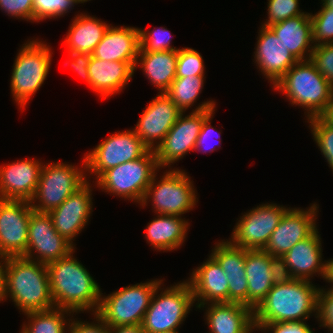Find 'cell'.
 I'll return each instance as SVG.
<instances>
[{
	"instance_id": "6da1fadb",
	"label": "cell",
	"mask_w": 333,
	"mask_h": 333,
	"mask_svg": "<svg viewBox=\"0 0 333 333\" xmlns=\"http://www.w3.org/2000/svg\"><path fill=\"white\" fill-rule=\"evenodd\" d=\"M316 286L310 280L280 276L253 311L255 330L260 331L269 323L302 322L313 315L317 318L320 288Z\"/></svg>"
},
{
	"instance_id": "7a4b0ae2",
	"label": "cell",
	"mask_w": 333,
	"mask_h": 333,
	"mask_svg": "<svg viewBox=\"0 0 333 333\" xmlns=\"http://www.w3.org/2000/svg\"><path fill=\"white\" fill-rule=\"evenodd\" d=\"M74 252L47 264L51 298L55 308L75 316L84 311L93 315L100 305L101 288Z\"/></svg>"
},
{
	"instance_id": "3957f363",
	"label": "cell",
	"mask_w": 333,
	"mask_h": 333,
	"mask_svg": "<svg viewBox=\"0 0 333 333\" xmlns=\"http://www.w3.org/2000/svg\"><path fill=\"white\" fill-rule=\"evenodd\" d=\"M5 301L12 300L26 314L55 308L50 294L47 264L25 257L5 258Z\"/></svg>"
},
{
	"instance_id": "277c9868",
	"label": "cell",
	"mask_w": 333,
	"mask_h": 333,
	"mask_svg": "<svg viewBox=\"0 0 333 333\" xmlns=\"http://www.w3.org/2000/svg\"><path fill=\"white\" fill-rule=\"evenodd\" d=\"M272 87L282 92L291 105L304 108L306 120L323 116L333 102V87L310 59L298 61Z\"/></svg>"
},
{
	"instance_id": "5b68a950",
	"label": "cell",
	"mask_w": 333,
	"mask_h": 333,
	"mask_svg": "<svg viewBox=\"0 0 333 333\" xmlns=\"http://www.w3.org/2000/svg\"><path fill=\"white\" fill-rule=\"evenodd\" d=\"M20 48L12 68L10 90L18 109H24L46 80L53 52L38 38L28 39Z\"/></svg>"
},
{
	"instance_id": "8992f818",
	"label": "cell",
	"mask_w": 333,
	"mask_h": 333,
	"mask_svg": "<svg viewBox=\"0 0 333 333\" xmlns=\"http://www.w3.org/2000/svg\"><path fill=\"white\" fill-rule=\"evenodd\" d=\"M163 279L137 283L100 297L96 315L109 327L141 325L156 288Z\"/></svg>"
},
{
	"instance_id": "52a82bcc",
	"label": "cell",
	"mask_w": 333,
	"mask_h": 333,
	"mask_svg": "<svg viewBox=\"0 0 333 333\" xmlns=\"http://www.w3.org/2000/svg\"><path fill=\"white\" fill-rule=\"evenodd\" d=\"M159 169L155 151L150 149L143 157L104 171L96 179L95 186L108 192L107 194L110 193L140 205Z\"/></svg>"
},
{
	"instance_id": "ba28073f",
	"label": "cell",
	"mask_w": 333,
	"mask_h": 333,
	"mask_svg": "<svg viewBox=\"0 0 333 333\" xmlns=\"http://www.w3.org/2000/svg\"><path fill=\"white\" fill-rule=\"evenodd\" d=\"M194 303L193 292L187 279L166 289L161 283L144 315L141 324L144 333L179 330L191 308L196 306Z\"/></svg>"
},
{
	"instance_id": "9c48e42d",
	"label": "cell",
	"mask_w": 333,
	"mask_h": 333,
	"mask_svg": "<svg viewBox=\"0 0 333 333\" xmlns=\"http://www.w3.org/2000/svg\"><path fill=\"white\" fill-rule=\"evenodd\" d=\"M156 173L147 188L140 206L145 207L149 201L156 214L183 216L193 210L198 202L197 190L194 188L191 177L181 168L172 166L157 178Z\"/></svg>"
},
{
	"instance_id": "30bf717a",
	"label": "cell",
	"mask_w": 333,
	"mask_h": 333,
	"mask_svg": "<svg viewBox=\"0 0 333 333\" xmlns=\"http://www.w3.org/2000/svg\"><path fill=\"white\" fill-rule=\"evenodd\" d=\"M81 164L80 168L60 161L43 164L35 194L29 201L31 208L49 213L60 206L88 180L84 157Z\"/></svg>"
},
{
	"instance_id": "8fae6325",
	"label": "cell",
	"mask_w": 333,
	"mask_h": 333,
	"mask_svg": "<svg viewBox=\"0 0 333 333\" xmlns=\"http://www.w3.org/2000/svg\"><path fill=\"white\" fill-rule=\"evenodd\" d=\"M214 100L203 101L189 115L182 112L163 141L154 150L160 170L181 160L188 152L195 151L204 119L216 109ZM185 114V115H184Z\"/></svg>"
},
{
	"instance_id": "7c38bea8",
	"label": "cell",
	"mask_w": 333,
	"mask_h": 333,
	"mask_svg": "<svg viewBox=\"0 0 333 333\" xmlns=\"http://www.w3.org/2000/svg\"><path fill=\"white\" fill-rule=\"evenodd\" d=\"M150 149L133 129L116 131L84 155L86 176L95 180L109 168L143 157Z\"/></svg>"
},
{
	"instance_id": "4fadbf2b",
	"label": "cell",
	"mask_w": 333,
	"mask_h": 333,
	"mask_svg": "<svg viewBox=\"0 0 333 333\" xmlns=\"http://www.w3.org/2000/svg\"><path fill=\"white\" fill-rule=\"evenodd\" d=\"M288 209L273 202L259 204L240 216L228 241L239 248L263 250Z\"/></svg>"
},
{
	"instance_id": "5bb4252c",
	"label": "cell",
	"mask_w": 333,
	"mask_h": 333,
	"mask_svg": "<svg viewBox=\"0 0 333 333\" xmlns=\"http://www.w3.org/2000/svg\"><path fill=\"white\" fill-rule=\"evenodd\" d=\"M76 249L55 230L48 213L32 211L28 228V244L22 256L43 264L59 260Z\"/></svg>"
},
{
	"instance_id": "9a60e30c",
	"label": "cell",
	"mask_w": 333,
	"mask_h": 333,
	"mask_svg": "<svg viewBox=\"0 0 333 333\" xmlns=\"http://www.w3.org/2000/svg\"><path fill=\"white\" fill-rule=\"evenodd\" d=\"M318 208L316 203L304 210L289 207L263 250L280 259L299 241L309 237L317 229Z\"/></svg>"
},
{
	"instance_id": "2e32d148",
	"label": "cell",
	"mask_w": 333,
	"mask_h": 333,
	"mask_svg": "<svg viewBox=\"0 0 333 333\" xmlns=\"http://www.w3.org/2000/svg\"><path fill=\"white\" fill-rule=\"evenodd\" d=\"M32 211L29 201L0 199V258L26 253Z\"/></svg>"
},
{
	"instance_id": "e0dca14e",
	"label": "cell",
	"mask_w": 333,
	"mask_h": 333,
	"mask_svg": "<svg viewBox=\"0 0 333 333\" xmlns=\"http://www.w3.org/2000/svg\"><path fill=\"white\" fill-rule=\"evenodd\" d=\"M320 235L317 228L278 259L281 276L312 281L311 278L318 275L326 281L328 262L322 261Z\"/></svg>"
},
{
	"instance_id": "ac0fdd59",
	"label": "cell",
	"mask_w": 333,
	"mask_h": 333,
	"mask_svg": "<svg viewBox=\"0 0 333 333\" xmlns=\"http://www.w3.org/2000/svg\"><path fill=\"white\" fill-rule=\"evenodd\" d=\"M88 179L72 193L60 206L48 214L52 218L55 230L74 247L75 237L81 233L89 222L93 212L92 184Z\"/></svg>"
},
{
	"instance_id": "d6986e66",
	"label": "cell",
	"mask_w": 333,
	"mask_h": 333,
	"mask_svg": "<svg viewBox=\"0 0 333 333\" xmlns=\"http://www.w3.org/2000/svg\"><path fill=\"white\" fill-rule=\"evenodd\" d=\"M181 113L167 94L158 93L147 105L133 130L149 149L155 150Z\"/></svg>"
},
{
	"instance_id": "ffe728a7",
	"label": "cell",
	"mask_w": 333,
	"mask_h": 333,
	"mask_svg": "<svg viewBox=\"0 0 333 333\" xmlns=\"http://www.w3.org/2000/svg\"><path fill=\"white\" fill-rule=\"evenodd\" d=\"M259 29L253 60L270 85L274 86L298 60L269 27L261 25Z\"/></svg>"
},
{
	"instance_id": "44dd1931",
	"label": "cell",
	"mask_w": 333,
	"mask_h": 333,
	"mask_svg": "<svg viewBox=\"0 0 333 333\" xmlns=\"http://www.w3.org/2000/svg\"><path fill=\"white\" fill-rule=\"evenodd\" d=\"M38 159H20L0 165V199L30 201L36 191L42 166Z\"/></svg>"
},
{
	"instance_id": "7402d4cb",
	"label": "cell",
	"mask_w": 333,
	"mask_h": 333,
	"mask_svg": "<svg viewBox=\"0 0 333 333\" xmlns=\"http://www.w3.org/2000/svg\"><path fill=\"white\" fill-rule=\"evenodd\" d=\"M245 270L248 281V307L254 311L281 276L279 260L264 250L245 249Z\"/></svg>"
},
{
	"instance_id": "603a6c76",
	"label": "cell",
	"mask_w": 333,
	"mask_h": 333,
	"mask_svg": "<svg viewBox=\"0 0 333 333\" xmlns=\"http://www.w3.org/2000/svg\"><path fill=\"white\" fill-rule=\"evenodd\" d=\"M211 256L228 278V302L248 306V281L245 270V249L233 246L227 239L215 243Z\"/></svg>"
},
{
	"instance_id": "cb8c5ba5",
	"label": "cell",
	"mask_w": 333,
	"mask_h": 333,
	"mask_svg": "<svg viewBox=\"0 0 333 333\" xmlns=\"http://www.w3.org/2000/svg\"><path fill=\"white\" fill-rule=\"evenodd\" d=\"M188 282L196 305L228 302V278L218 262L209 254L199 267L193 269Z\"/></svg>"
},
{
	"instance_id": "d4e9b609",
	"label": "cell",
	"mask_w": 333,
	"mask_h": 333,
	"mask_svg": "<svg viewBox=\"0 0 333 333\" xmlns=\"http://www.w3.org/2000/svg\"><path fill=\"white\" fill-rule=\"evenodd\" d=\"M201 308L206 310L205 324L208 325L209 333L256 332L253 310L248 306L241 303L221 302L197 307L200 310Z\"/></svg>"
},
{
	"instance_id": "484cf974",
	"label": "cell",
	"mask_w": 333,
	"mask_h": 333,
	"mask_svg": "<svg viewBox=\"0 0 333 333\" xmlns=\"http://www.w3.org/2000/svg\"><path fill=\"white\" fill-rule=\"evenodd\" d=\"M136 62L104 61L91 55L88 66L90 88L101 99L120 94L134 76Z\"/></svg>"
},
{
	"instance_id": "4316f807",
	"label": "cell",
	"mask_w": 333,
	"mask_h": 333,
	"mask_svg": "<svg viewBox=\"0 0 333 333\" xmlns=\"http://www.w3.org/2000/svg\"><path fill=\"white\" fill-rule=\"evenodd\" d=\"M140 48L139 28L113 26L107 28L92 56L104 61L136 62Z\"/></svg>"
},
{
	"instance_id": "83f0119b",
	"label": "cell",
	"mask_w": 333,
	"mask_h": 333,
	"mask_svg": "<svg viewBox=\"0 0 333 333\" xmlns=\"http://www.w3.org/2000/svg\"><path fill=\"white\" fill-rule=\"evenodd\" d=\"M269 28L298 61L310 59L314 49L310 13L305 11L302 15L275 23Z\"/></svg>"
},
{
	"instance_id": "f1b7e54d",
	"label": "cell",
	"mask_w": 333,
	"mask_h": 333,
	"mask_svg": "<svg viewBox=\"0 0 333 333\" xmlns=\"http://www.w3.org/2000/svg\"><path fill=\"white\" fill-rule=\"evenodd\" d=\"M189 226L184 217L157 214L146 226V241L159 252L174 251L185 242Z\"/></svg>"
},
{
	"instance_id": "f546056e",
	"label": "cell",
	"mask_w": 333,
	"mask_h": 333,
	"mask_svg": "<svg viewBox=\"0 0 333 333\" xmlns=\"http://www.w3.org/2000/svg\"><path fill=\"white\" fill-rule=\"evenodd\" d=\"M71 20L68 33L63 42L67 47V52L92 55L110 25L97 17L81 12L76 14L74 19Z\"/></svg>"
},
{
	"instance_id": "4dcf8cb0",
	"label": "cell",
	"mask_w": 333,
	"mask_h": 333,
	"mask_svg": "<svg viewBox=\"0 0 333 333\" xmlns=\"http://www.w3.org/2000/svg\"><path fill=\"white\" fill-rule=\"evenodd\" d=\"M177 56L178 50L151 52L139 49L135 71L140 66L145 77L158 88V93H165L176 78Z\"/></svg>"
},
{
	"instance_id": "1f68e13d",
	"label": "cell",
	"mask_w": 333,
	"mask_h": 333,
	"mask_svg": "<svg viewBox=\"0 0 333 333\" xmlns=\"http://www.w3.org/2000/svg\"><path fill=\"white\" fill-rule=\"evenodd\" d=\"M73 314V312L61 308L29 312L24 314L28 321L23 322L21 330L25 333H68L72 318L69 316H73Z\"/></svg>"
},
{
	"instance_id": "d6a6232c",
	"label": "cell",
	"mask_w": 333,
	"mask_h": 333,
	"mask_svg": "<svg viewBox=\"0 0 333 333\" xmlns=\"http://www.w3.org/2000/svg\"><path fill=\"white\" fill-rule=\"evenodd\" d=\"M204 82L205 76L175 78L165 94L182 112L186 113V110L192 108L197 99L199 100Z\"/></svg>"
},
{
	"instance_id": "836d02e7",
	"label": "cell",
	"mask_w": 333,
	"mask_h": 333,
	"mask_svg": "<svg viewBox=\"0 0 333 333\" xmlns=\"http://www.w3.org/2000/svg\"><path fill=\"white\" fill-rule=\"evenodd\" d=\"M311 135L333 172V125L323 116L307 120Z\"/></svg>"
},
{
	"instance_id": "e575fe53",
	"label": "cell",
	"mask_w": 333,
	"mask_h": 333,
	"mask_svg": "<svg viewBox=\"0 0 333 333\" xmlns=\"http://www.w3.org/2000/svg\"><path fill=\"white\" fill-rule=\"evenodd\" d=\"M77 4L78 0H33V22L63 17Z\"/></svg>"
},
{
	"instance_id": "d590c367",
	"label": "cell",
	"mask_w": 333,
	"mask_h": 333,
	"mask_svg": "<svg viewBox=\"0 0 333 333\" xmlns=\"http://www.w3.org/2000/svg\"><path fill=\"white\" fill-rule=\"evenodd\" d=\"M314 46L333 43V9L321 5L315 14L310 13Z\"/></svg>"
},
{
	"instance_id": "8d00e7d4",
	"label": "cell",
	"mask_w": 333,
	"mask_h": 333,
	"mask_svg": "<svg viewBox=\"0 0 333 333\" xmlns=\"http://www.w3.org/2000/svg\"><path fill=\"white\" fill-rule=\"evenodd\" d=\"M187 76H205V66L197 50L184 47L178 50L176 78Z\"/></svg>"
},
{
	"instance_id": "74e56055",
	"label": "cell",
	"mask_w": 333,
	"mask_h": 333,
	"mask_svg": "<svg viewBox=\"0 0 333 333\" xmlns=\"http://www.w3.org/2000/svg\"><path fill=\"white\" fill-rule=\"evenodd\" d=\"M140 48L144 51L158 52L167 50H179L171 46V34L165 27H159L149 30L139 28Z\"/></svg>"
},
{
	"instance_id": "f35d334b",
	"label": "cell",
	"mask_w": 333,
	"mask_h": 333,
	"mask_svg": "<svg viewBox=\"0 0 333 333\" xmlns=\"http://www.w3.org/2000/svg\"><path fill=\"white\" fill-rule=\"evenodd\" d=\"M267 3L268 18L261 24L265 27L305 13L299 8V0H268Z\"/></svg>"
},
{
	"instance_id": "ab89813d",
	"label": "cell",
	"mask_w": 333,
	"mask_h": 333,
	"mask_svg": "<svg viewBox=\"0 0 333 333\" xmlns=\"http://www.w3.org/2000/svg\"><path fill=\"white\" fill-rule=\"evenodd\" d=\"M310 61L333 87V43L314 46Z\"/></svg>"
},
{
	"instance_id": "60d3db41",
	"label": "cell",
	"mask_w": 333,
	"mask_h": 333,
	"mask_svg": "<svg viewBox=\"0 0 333 333\" xmlns=\"http://www.w3.org/2000/svg\"><path fill=\"white\" fill-rule=\"evenodd\" d=\"M330 288V289H329ZM320 287L317 295V321L319 327H324L333 333V288Z\"/></svg>"
},
{
	"instance_id": "b9f144b4",
	"label": "cell",
	"mask_w": 333,
	"mask_h": 333,
	"mask_svg": "<svg viewBox=\"0 0 333 333\" xmlns=\"http://www.w3.org/2000/svg\"><path fill=\"white\" fill-rule=\"evenodd\" d=\"M0 9L10 17L33 23V0H0Z\"/></svg>"
},
{
	"instance_id": "7bdbcfd3",
	"label": "cell",
	"mask_w": 333,
	"mask_h": 333,
	"mask_svg": "<svg viewBox=\"0 0 333 333\" xmlns=\"http://www.w3.org/2000/svg\"><path fill=\"white\" fill-rule=\"evenodd\" d=\"M215 114V110H213L203 121L202 125H201V129H200V133L197 139V143H196V147H195V151H202L203 153H211L214 150H218L216 149V143L218 142V144H221V139H220V134L221 132H219L217 129H215L213 126H211V120L213 118ZM215 130V131H214ZM215 133H217V136L219 137L218 141L215 143V145L211 146L209 145V139L211 138V136L215 135ZM216 139V138H215ZM208 143V145H207ZM213 146V147H212ZM206 149V150H205Z\"/></svg>"
},
{
	"instance_id": "ee69618b",
	"label": "cell",
	"mask_w": 333,
	"mask_h": 333,
	"mask_svg": "<svg viewBox=\"0 0 333 333\" xmlns=\"http://www.w3.org/2000/svg\"><path fill=\"white\" fill-rule=\"evenodd\" d=\"M94 321H81L72 316L69 323L68 333H109V326H107L96 314H93Z\"/></svg>"
},
{
	"instance_id": "f6af8a7d",
	"label": "cell",
	"mask_w": 333,
	"mask_h": 333,
	"mask_svg": "<svg viewBox=\"0 0 333 333\" xmlns=\"http://www.w3.org/2000/svg\"><path fill=\"white\" fill-rule=\"evenodd\" d=\"M68 56V60L64 64H68L71 70L77 73V75L80 76L81 79L85 80L87 85L90 87L88 66L91 60V55L85 53L70 52L68 53Z\"/></svg>"
},
{
	"instance_id": "bcb514c9",
	"label": "cell",
	"mask_w": 333,
	"mask_h": 333,
	"mask_svg": "<svg viewBox=\"0 0 333 333\" xmlns=\"http://www.w3.org/2000/svg\"><path fill=\"white\" fill-rule=\"evenodd\" d=\"M261 333H314V330L306 323L302 322H286V323H269L261 330Z\"/></svg>"
},
{
	"instance_id": "7dc6e473",
	"label": "cell",
	"mask_w": 333,
	"mask_h": 333,
	"mask_svg": "<svg viewBox=\"0 0 333 333\" xmlns=\"http://www.w3.org/2000/svg\"><path fill=\"white\" fill-rule=\"evenodd\" d=\"M109 333H144L141 325H121L109 327Z\"/></svg>"
},
{
	"instance_id": "c3c4849f",
	"label": "cell",
	"mask_w": 333,
	"mask_h": 333,
	"mask_svg": "<svg viewBox=\"0 0 333 333\" xmlns=\"http://www.w3.org/2000/svg\"><path fill=\"white\" fill-rule=\"evenodd\" d=\"M6 281H5V258H0V303L5 301Z\"/></svg>"
},
{
	"instance_id": "681fc988",
	"label": "cell",
	"mask_w": 333,
	"mask_h": 333,
	"mask_svg": "<svg viewBox=\"0 0 333 333\" xmlns=\"http://www.w3.org/2000/svg\"><path fill=\"white\" fill-rule=\"evenodd\" d=\"M327 262L328 266L326 282L330 283V286L333 288V258L329 259Z\"/></svg>"
},
{
	"instance_id": "f907efd6",
	"label": "cell",
	"mask_w": 333,
	"mask_h": 333,
	"mask_svg": "<svg viewBox=\"0 0 333 333\" xmlns=\"http://www.w3.org/2000/svg\"><path fill=\"white\" fill-rule=\"evenodd\" d=\"M323 117L333 125V102L328 106V109L326 113L323 115Z\"/></svg>"
},
{
	"instance_id": "816d5d0a",
	"label": "cell",
	"mask_w": 333,
	"mask_h": 333,
	"mask_svg": "<svg viewBox=\"0 0 333 333\" xmlns=\"http://www.w3.org/2000/svg\"><path fill=\"white\" fill-rule=\"evenodd\" d=\"M321 2L322 6L333 9V0H321Z\"/></svg>"
},
{
	"instance_id": "f5cc1de1",
	"label": "cell",
	"mask_w": 333,
	"mask_h": 333,
	"mask_svg": "<svg viewBox=\"0 0 333 333\" xmlns=\"http://www.w3.org/2000/svg\"><path fill=\"white\" fill-rule=\"evenodd\" d=\"M161 333H179V331L178 330H172V331L161 332Z\"/></svg>"
},
{
	"instance_id": "db71d44e",
	"label": "cell",
	"mask_w": 333,
	"mask_h": 333,
	"mask_svg": "<svg viewBox=\"0 0 333 333\" xmlns=\"http://www.w3.org/2000/svg\"><path fill=\"white\" fill-rule=\"evenodd\" d=\"M88 1H91V0H78V2L80 3V4H84L85 2H88Z\"/></svg>"
}]
</instances>
